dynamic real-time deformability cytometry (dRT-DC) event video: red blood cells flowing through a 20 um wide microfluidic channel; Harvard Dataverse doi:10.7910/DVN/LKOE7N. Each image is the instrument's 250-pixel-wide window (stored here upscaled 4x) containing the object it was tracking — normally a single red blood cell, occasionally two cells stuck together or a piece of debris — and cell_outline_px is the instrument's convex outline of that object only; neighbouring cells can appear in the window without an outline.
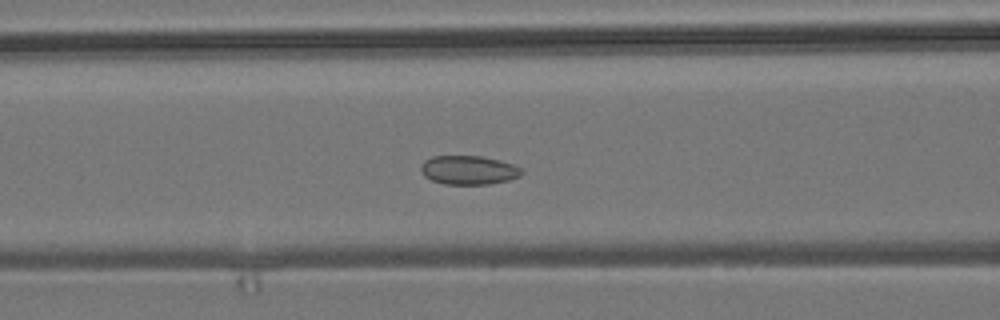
{"species": "common noctule bat (a hibernating species)", "species_latin": "Nyctalus noctula", "temperature_condition": "room temperature", "stored_images_in_passage": 37, "camera_frame_rate_fps": 3000, "um_per_image_px": 0.085, "animal": {"sex": "male", "body_mass_g": 19.2, "forearm_length_mm": 51.8}, "frame": {"image": 1, "passage_image": 17, "time_ms": 5.333, "image_size_px": [1000, 320], "cell_outline_px": [[524, 172], [520, 176], [508, 180], [488, 184], [444, 184], [432, 180], [424, 176], [420, 168], [420, 164], [424, 160], [432, 156], [484, 156], [512, 164], [520, 168]], "centroid_in_image_um": [39.81, 14.45], "position_along_channel_um": 126.8, "area_um2": 16.99}}
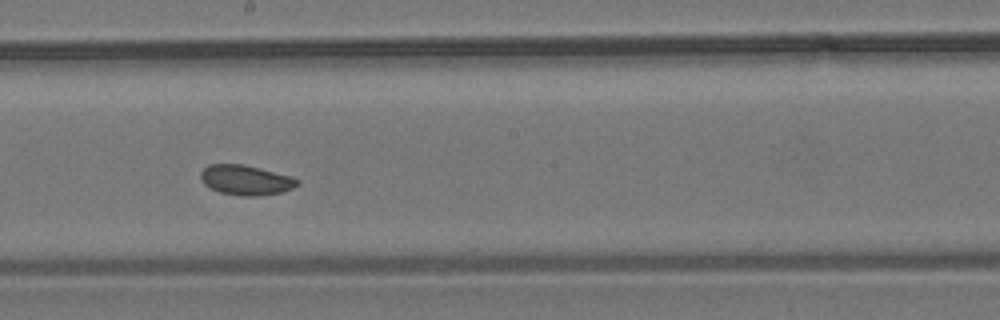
{"frame": {"image": 2, "passage_image": 25, "time_ms": 8.0, "image_size_px": [1000, 320], "cell_outline_px": [[300, 184], [284, 192], [256, 196], [240, 196], [220, 192], [204, 184], [200, 176], [200, 172], [208, 164], [244, 164], [292, 176], [300, 180]], "centroid_in_image_um": [20.92, 15.3], "position_along_channel_um": 227.3, "area_um2": 16.99}}
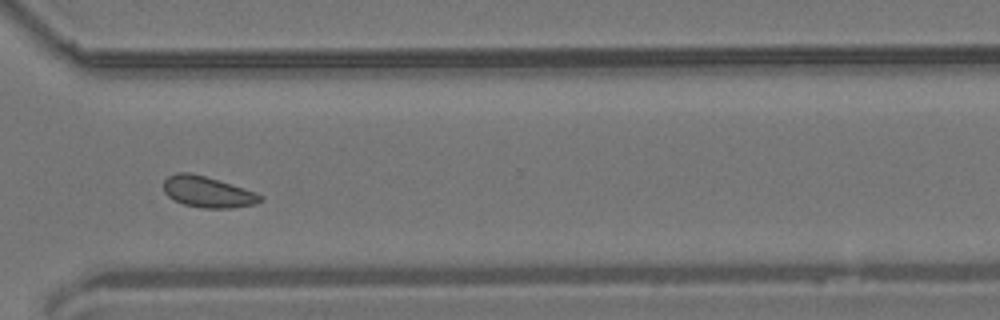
{"frame": {"image": 3, "passage_image": 35, "time_ms": 11.333, "image_size_px": [1000, 320], "cell_outline_px": [[264, 200], [256, 204], [232, 208], [204, 208], [184, 204], [168, 196], [164, 192], [164, 180], [168, 176], [176, 172], [188, 172], [204, 176], [256, 192], [264, 196]], "centroid_in_image_um": [17.68, 16.32], "position_along_channel_um": 352.9, "area_um2": 17.4}, "authors_computed_cell_mechanics": {"area_um2": 17.34, "velocity_mm_per_s": 3.7715, "shape_relaxation_time_tau1_ms": null, "shape_relaxation_time_tau2_ms": 4.9991, "deformation_change_tau1": null, "deformation_change_tau2": 0.0821}}